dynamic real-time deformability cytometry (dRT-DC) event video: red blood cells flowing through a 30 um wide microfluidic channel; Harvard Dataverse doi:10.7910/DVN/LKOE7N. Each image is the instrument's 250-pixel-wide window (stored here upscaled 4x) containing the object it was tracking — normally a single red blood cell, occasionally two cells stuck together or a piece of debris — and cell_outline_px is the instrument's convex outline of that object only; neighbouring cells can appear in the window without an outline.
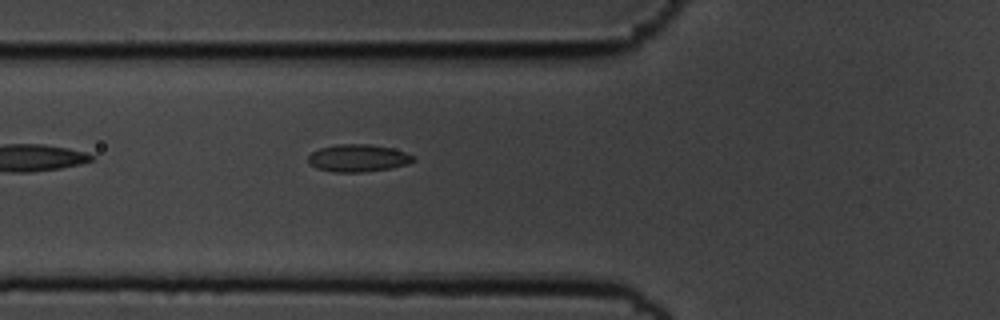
{"species": "common noctule bat (a hibernating species)", "species_latin": "Nyctalus noctula", "temperature_condition": "cold", "stored_images_in_passage": 41, "camera_frame_rate_fps": 3000, "um_per_image_px": 0.085, "animal": {"sex": "male", "body_mass_g": 19.5, "forearm_length_mm": 54.6}, "frame": {"image": 1, "passage_image": 4, "time_ms": 1.0, "image_size_px": [1000, 320], "cell_outline_px": [[416, 160], [408, 164], [392, 168], [364, 172], [332, 172], [316, 168], [308, 160], [308, 156], [312, 152], [320, 148], [336, 144], [368, 144], [392, 148], [416, 156]], "centroid_in_image_um": [30.46, 13.44], "position_along_channel_um": 95.3, "area_um2": 16.88}}
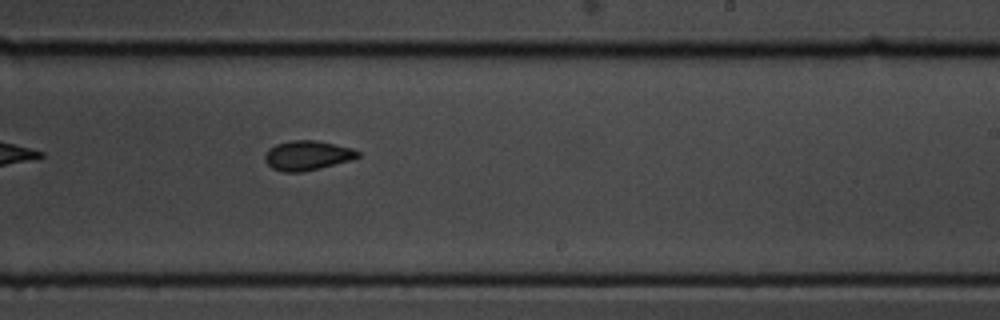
{"frame": {"image": 2, "passage_image": 18, "time_ms": 5.667, "image_size_px": [1000, 320], "cell_outline_px": [[360, 156], [348, 160], [320, 168], [300, 172], [284, 172], [272, 168], [264, 160], [264, 156], [276, 144], [292, 140], [316, 140], [352, 148], [360, 152]], "centroid_in_image_um": [26.12, 13.21], "position_along_channel_um": 262.9, "area_um2": 15.72}}
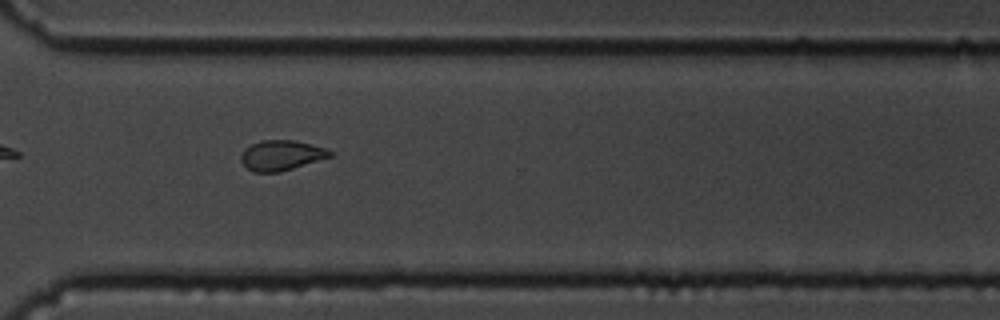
{"frame": {"image": 3, "passage_image": 25, "time_ms": 8.0, "image_size_px": [1000, 320], "cell_outline_px": [[332, 156], [280, 172], [252, 172], [240, 160], [240, 156], [244, 148], [252, 144], [264, 140], [296, 140], [328, 148], [332, 152]], "centroid_in_image_um": [23.92, 13.19], "position_along_channel_um": 346.7, "area_um2": 15.66}}